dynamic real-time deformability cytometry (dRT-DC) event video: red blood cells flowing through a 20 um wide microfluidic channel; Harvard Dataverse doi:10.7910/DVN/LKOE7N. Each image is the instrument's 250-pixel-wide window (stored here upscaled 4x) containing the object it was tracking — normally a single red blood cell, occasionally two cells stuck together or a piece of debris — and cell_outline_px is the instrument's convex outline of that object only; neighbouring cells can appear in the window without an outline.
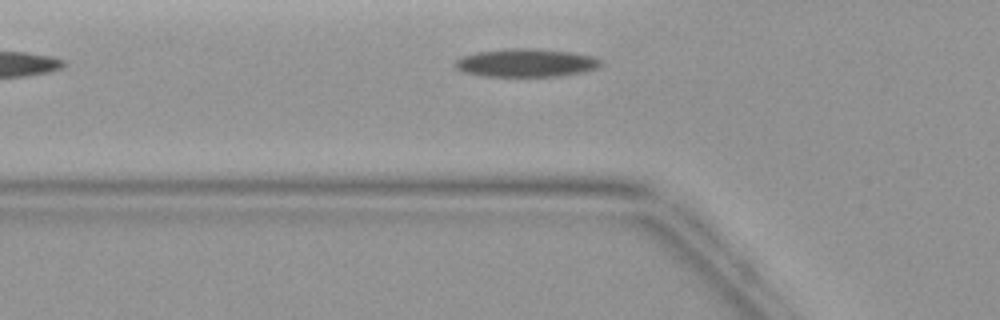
{"species": "common noctule bat (a hibernating species)", "species_latin": "Nyctalus noctula", "temperature_condition": "warm", "stored_images_in_passage": 2, "camera_frame_rate_fps": 3000, "um_per_image_px": 0.085, "animal": {"sex": "female", "body_mass_g": 19.9}, "frame": {"image": 1, "passage_image": 2, "time_ms": 1.333, "image_size_px": [1000, 320], "cell_outline_px": [[604, 64], [596, 68], [584, 72], [556, 76], [484, 76], [464, 72], [456, 68], [452, 64], [460, 56], [476, 52], [508, 48], [536, 48], [572, 52], [592, 56], [600, 60]], "centroid_in_image_um": [44.69, 5.33], "position_along_channel_um": 81.1, "area_um2": 24.1}}